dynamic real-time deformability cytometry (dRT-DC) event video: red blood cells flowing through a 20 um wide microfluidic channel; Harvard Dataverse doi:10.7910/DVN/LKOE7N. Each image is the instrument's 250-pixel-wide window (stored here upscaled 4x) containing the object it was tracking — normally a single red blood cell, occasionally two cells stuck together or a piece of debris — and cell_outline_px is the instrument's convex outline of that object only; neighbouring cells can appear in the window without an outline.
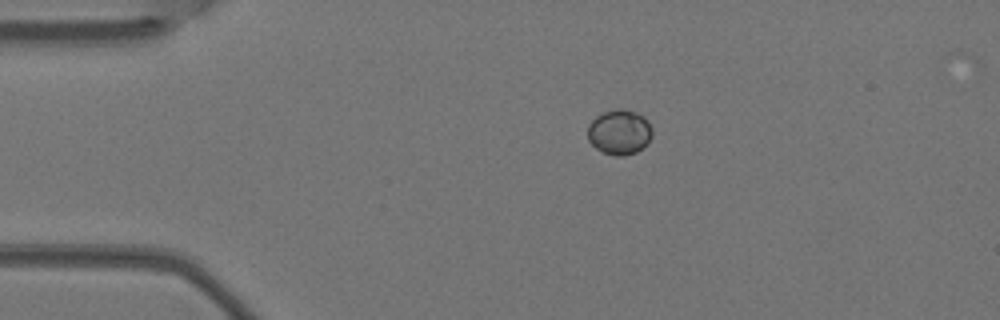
{"species": "Egyptian fruit bat (a non-hibernating species)", "species_latin": "Rousettus aegyptiacus", "temperature_condition": "warm", "stored_images_in_passage": 2, "camera_frame_rate_fps": 3000, "um_per_image_px": 0.085, "animal": {"sex": "female"}, "frame": {"image": 1, "passage_image": 1, "time_ms": 0.0, "image_size_px": [1000, 320], "cell_outline_px": [[652, 136], [648, 144], [636, 152], [624, 156], [616, 156], [604, 152], [596, 148], [588, 140], [588, 124], [596, 116], [604, 112], [616, 108], [620, 108], [636, 112], [644, 116], [648, 120], [652, 128]], "centroid_in_image_um": [52.67, 11.22], "position_along_channel_um": 32.3, "area_um2": 17.11}}
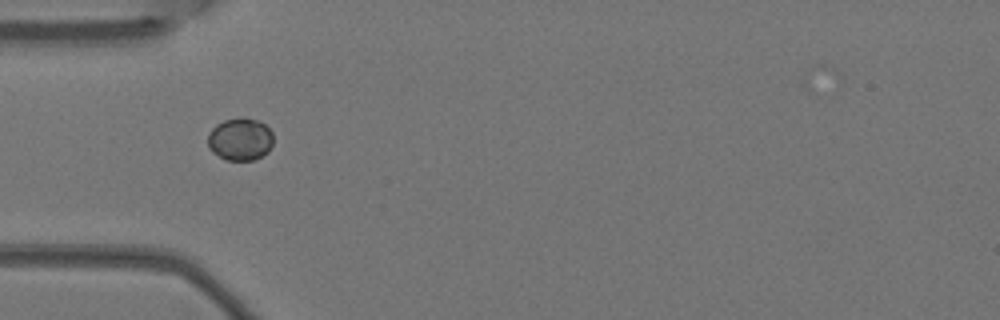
{"frame": {"image": 2, "passage_image": 2, "time_ms": 0.333, "image_size_px": [1000, 320], "cell_outline_px": [[272, 144], [268, 152], [252, 160], [228, 160], [212, 152], [208, 148], [208, 132], [216, 124], [224, 120], [240, 116], [244, 116], [260, 120], [272, 132]], "centroid_in_image_um": [20.4, 11.8], "position_along_channel_um": 64.6, "area_um2": 16.42}}